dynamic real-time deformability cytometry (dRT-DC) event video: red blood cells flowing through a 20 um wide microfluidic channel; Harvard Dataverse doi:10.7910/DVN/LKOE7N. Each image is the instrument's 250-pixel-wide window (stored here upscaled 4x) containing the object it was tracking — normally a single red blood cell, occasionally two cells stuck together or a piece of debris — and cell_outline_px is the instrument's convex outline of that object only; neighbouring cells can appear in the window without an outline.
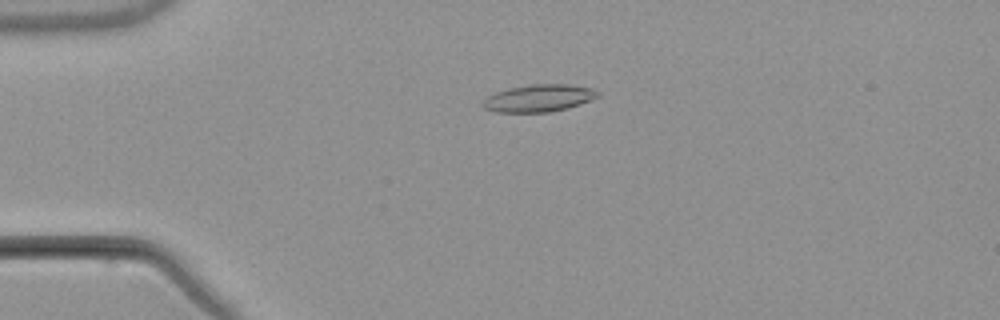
{"species": "common noctule bat (a hibernating species)", "species_latin": "Nyctalus noctula", "temperature_condition": "warm", "stored_images_in_passage": 3, "camera_frame_rate_fps": 3000, "um_per_image_px": 0.085, "animal": {"sex": "male", "body_mass_g": 21.5, "forearm_length_mm": 52.0}, "frame": {"image": 1, "passage_image": 2, "time_ms": 2.333, "image_size_px": [1000, 320], "cell_outline_px": [[600, 96], [592, 100], [568, 108], [548, 112], [496, 112], [484, 108], [480, 104], [488, 96], [496, 92], [508, 88], [532, 84], [568, 84], [592, 88], [600, 92]], "centroid_in_image_um": [45.82, 8.34], "position_along_channel_um": 39.2, "area_um2": 18.38}}